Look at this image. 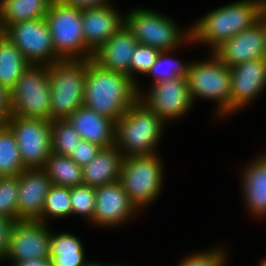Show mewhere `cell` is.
Listing matches in <instances>:
<instances>
[{"label":"cell","mask_w":266,"mask_h":266,"mask_svg":"<svg viewBox=\"0 0 266 266\" xmlns=\"http://www.w3.org/2000/svg\"><path fill=\"white\" fill-rule=\"evenodd\" d=\"M138 89L128 75L105 69L93 59L86 60V108L116 123L139 98Z\"/></svg>","instance_id":"obj_1"},{"label":"cell","mask_w":266,"mask_h":266,"mask_svg":"<svg viewBox=\"0 0 266 266\" xmlns=\"http://www.w3.org/2000/svg\"><path fill=\"white\" fill-rule=\"evenodd\" d=\"M266 0H243L211 11L191 27V40L211 45L212 51L264 15Z\"/></svg>","instance_id":"obj_2"},{"label":"cell","mask_w":266,"mask_h":266,"mask_svg":"<svg viewBox=\"0 0 266 266\" xmlns=\"http://www.w3.org/2000/svg\"><path fill=\"white\" fill-rule=\"evenodd\" d=\"M163 123L164 121L138 98L115 123V147L124 158L154 155L156 153L153 149L162 134Z\"/></svg>","instance_id":"obj_3"},{"label":"cell","mask_w":266,"mask_h":266,"mask_svg":"<svg viewBox=\"0 0 266 266\" xmlns=\"http://www.w3.org/2000/svg\"><path fill=\"white\" fill-rule=\"evenodd\" d=\"M51 121L68 119L83 106L86 60H60L49 66Z\"/></svg>","instance_id":"obj_4"},{"label":"cell","mask_w":266,"mask_h":266,"mask_svg":"<svg viewBox=\"0 0 266 266\" xmlns=\"http://www.w3.org/2000/svg\"><path fill=\"white\" fill-rule=\"evenodd\" d=\"M45 18L49 25L55 52L63 60L93 58L94 53L84 41L82 9L64 4L61 0H53Z\"/></svg>","instance_id":"obj_5"},{"label":"cell","mask_w":266,"mask_h":266,"mask_svg":"<svg viewBox=\"0 0 266 266\" xmlns=\"http://www.w3.org/2000/svg\"><path fill=\"white\" fill-rule=\"evenodd\" d=\"M48 72L47 65H30L26 69L10 91L11 115L51 121Z\"/></svg>","instance_id":"obj_6"},{"label":"cell","mask_w":266,"mask_h":266,"mask_svg":"<svg viewBox=\"0 0 266 266\" xmlns=\"http://www.w3.org/2000/svg\"><path fill=\"white\" fill-rule=\"evenodd\" d=\"M125 16V25L139 44L171 52L185 40H191V30L182 33L173 20L149 9H136Z\"/></svg>","instance_id":"obj_7"},{"label":"cell","mask_w":266,"mask_h":266,"mask_svg":"<svg viewBox=\"0 0 266 266\" xmlns=\"http://www.w3.org/2000/svg\"><path fill=\"white\" fill-rule=\"evenodd\" d=\"M162 168L156 154L123 159L120 179L130 200L139 208L151 203L162 184Z\"/></svg>","instance_id":"obj_8"},{"label":"cell","mask_w":266,"mask_h":266,"mask_svg":"<svg viewBox=\"0 0 266 266\" xmlns=\"http://www.w3.org/2000/svg\"><path fill=\"white\" fill-rule=\"evenodd\" d=\"M212 55L210 61L191 63L186 78L192 101L196 96L217 100L223 116L230 113L231 69Z\"/></svg>","instance_id":"obj_9"},{"label":"cell","mask_w":266,"mask_h":266,"mask_svg":"<svg viewBox=\"0 0 266 266\" xmlns=\"http://www.w3.org/2000/svg\"><path fill=\"white\" fill-rule=\"evenodd\" d=\"M5 124L15 136L25 169H43L51 154V121L11 115Z\"/></svg>","instance_id":"obj_10"},{"label":"cell","mask_w":266,"mask_h":266,"mask_svg":"<svg viewBox=\"0 0 266 266\" xmlns=\"http://www.w3.org/2000/svg\"><path fill=\"white\" fill-rule=\"evenodd\" d=\"M6 37L31 65H47L63 60L54 49L46 18L18 22L6 29ZM41 63V64H40Z\"/></svg>","instance_id":"obj_11"},{"label":"cell","mask_w":266,"mask_h":266,"mask_svg":"<svg viewBox=\"0 0 266 266\" xmlns=\"http://www.w3.org/2000/svg\"><path fill=\"white\" fill-rule=\"evenodd\" d=\"M39 220L15 221L10 232L6 257L15 263L50 258L51 232Z\"/></svg>","instance_id":"obj_12"},{"label":"cell","mask_w":266,"mask_h":266,"mask_svg":"<svg viewBox=\"0 0 266 266\" xmlns=\"http://www.w3.org/2000/svg\"><path fill=\"white\" fill-rule=\"evenodd\" d=\"M212 53L229 67L266 58V10L256 24L221 43Z\"/></svg>","instance_id":"obj_13"},{"label":"cell","mask_w":266,"mask_h":266,"mask_svg":"<svg viewBox=\"0 0 266 266\" xmlns=\"http://www.w3.org/2000/svg\"><path fill=\"white\" fill-rule=\"evenodd\" d=\"M141 95L140 93L139 99L164 122L182 116L193 103L186 77L158 81L154 83L152 90L145 98Z\"/></svg>","instance_id":"obj_14"},{"label":"cell","mask_w":266,"mask_h":266,"mask_svg":"<svg viewBox=\"0 0 266 266\" xmlns=\"http://www.w3.org/2000/svg\"><path fill=\"white\" fill-rule=\"evenodd\" d=\"M136 209L120 181L95 188L93 223L105 227L118 225L132 216Z\"/></svg>","instance_id":"obj_15"},{"label":"cell","mask_w":266,"mask_h":266,"mask_svg":"<svg viewBox=\"0 0 266 266\" xmlns=\"http://www.w3.org/2000/svg\"><path fill=\"white\" fill-rule=\"evenodd\" d=\"M230 113L241 110L257 96L266 85V58L249 60L230 67Z\"/></svg>","instance_id":"obj_16"},{"label":"cell","mask_w":266,"mask_h":266,"mask_svg":"<svg viewBox=\"0 0 266 266\" xmlns=\"http://www.w3.org/2000/svg\"><path fill=\"white\" fill-rule=\"evenodd\" d=\"M52 181L43 169H24L19 174L18 220L42 221V211Z\"/></svg>","instance_id":"obj_17"},{"label":"cell","mask_w":266,"mask_h":266,"mask_svg":"<svg viewBox=\"0 0 266 266\" xmlns=\"http://www.w3.org/2000/svg\"><path fill=\"white\" fill-rule=\"evenodd\" d=\"M125 17L119 16L111 6L82 9V28L86 46L94 53L123 25Z\"/></svg>","instance_id":"obj_18"},{"label":"cell","mask_w":266,"mask_h":266,"mask_svg":"<svg viewBox=\"0 0 266 266\" xmlns=\"http://www.w3.org/2000/svg\"><path fill=\"white\" fill-rule=\"evenodd\" d=\"M138 44L136 38L124 24L94 52L92 59L105 69L130 77V61Z\"/></svg>","instance_id":"obj_19"},{"label":"cell","mask_w":266,"mask_h":266,"mask_svg":"<svg viewBox=\"0 0 266 266\" xmlns=\"http://www.w3.org/2000/svg\"><path fill=\"white\" fill-rule=\"evenodd\" d=\"M82 140L102 148L115 145V122L85 106L78 108L68 119Z\"/></svg>","instance_id":"obj_20"},{"label":"cell","mask_w":266,"mask_h":266,"mask_svg":"<svg viewBox=\"0 0 266 266\" xmlns=\"http://www.w3.org/2000/svg\"><path fill=\"white\" fill-rule=\"evenodd\" d=\"M123 159L115 145L101 148L96 157L82 167L83 184L97 188L119 181Z\"/></svg>","instance_id":"obj_21"},{"label":"cell","mask_w":266,"mask_h":266,"mask_svg":"<svg viewBox=\"0 0 266 266\" xmlns=\"http://www.w3.org/2000/svg\"><path fill=\"white\" fill-rule=\"evenodd\" d=\"M243 179L247 206L256 215H266V155L247 167Z\"/></svg>","instance_id":"obj_22"},{"label":"cell","mask_w":266,"mask_h":266,"mask_svg":"<svg viewBox=\"0 0 266 266\" xmlns=\"http://www.w3.org/2000/svg\"><path fill=\"white\" fill-rule=\"evenodd\" d=\"M53 0H0V21L7 29L18 22L45 18Z\"/></svg>","instance_id":"obj_23"},{"label":"cell","mask_w":266,"mask_h":266,"mask_svg":"<svg viewBox=\"0 0 266 266\" xmlns=\"http://www.w3.org/2000/svg\"><path fill=\"white\" fill-rule=\"evenodd\" d=\"M83 245L73 234L50 235V258L54 266H90L84 261ZM85 262V263H84Z\"/></svg>","instance_id":"obj_24"},{"label":"cell","mask_w":266,"mask_h":266,"mask_svg":"<svg viewBox=\"0 0 266 266\" xmlns=\"http://www.w3.org/2000/svg\"><path fill=\"white\" fill-rule=\"evenodd\" d=\"M30 65L22 52L5 37L0 43V85L11 91Z\"/></svg>","instance_id":"obj_25"},{"label":"cell","mask_w":266,"mask_h":266,"mask_svg":"<svg viewBox=\"0 0 266 266\" xmlns=\"http://www.w3.org/2000/svg\"><path fill=\"white\" fill-rule=\"evenodd\" d=\"M43 170L53 185L76 187L83 184L82 167L69 156L51 152Z\"/></svg>","instance_id":"obj_26"},{"label":"cell","mask_w":266,"mask_h":266,"mask_svg":"<svg viewBox=\"0 0 266 266\" xmlns=\"http://www.w3.org/2000/svg\"><path fill=\"white\" fill-rule=\"evenodd\" d=\"M24 169L13 132L0 123V177L18 176Z\"/></svg>","instance_id":"obj_27"},{"label":"cell","mask_w":266,"mask_h":266,"mask_svg":"<svg viewBox=\"0 0 266 266\" xmlns=\"http://www.w3.org/2000/svg\"><path fill=\"white\" fill-rule=\"evenodd\" d=\"M80 140V134L67 119L51 121L52 153L69 156Z\"/></svg>","instance_id":"obj_28"},{"label":"cell","mask_w":266,"mask_h":266,"mask_svg":"<svg viewBox=\"0 0 266 266\" xmlns=\"http://www.w3.org/2000/svg\"><path fill=\"white\" fill-rule=\"evenodd\" d=\"M71 187L52 185L42 211V222L45 216L64 217L72 214Z\"/></svg>","instance_id":"obj_29"},{"label":"cell","mask_w":266,"mask_h":266,"mask_svg":"<svg viewBox=\"0 0 266 266\" xmlns=\"http://www.w3.org/2000/svg\"><path fill=\"white\" fill-rule=\"evenodd\" d=\"M19 175L0 177V216L18 220Z\"/></svg>","instance_id":"obj_30"},{"label":"cell","mask_w":266,"mask_h":266,"mask_svg":"<svg viewBox=\"0 0 266 266\" xmlns=\"http://www.w3.org/2000/svg\"><path fill=\"white\" fill-rule=\"evenodd\" d=\"M168 52H160L155 63L152 65L150 71L147 74H150L155 77L154 83L158 81H166L174 79L176 77H186L189 71L190 64H181L180 62L168 58L166 56ZM164 66H169L167 69H164ZM162 69V71H161Z\"/></svg>","instance_id":"obj_31"},{"label":"cell","mask_w":266,"mask_h":266,"mask_svg":"<svg viewBox=\"0 0 266 266\" xmlns=\"http://www.w3.org/2000/svg\"><path fill=\"white\" fill-rule=\"evenodd\" d=\"M72 214H79L93 220L95 209V188L82 184L71 187Z\"/></svg>","instance_id":"obj_32"},{"label":"cell","mask_w":266,"mask_h":266,"mask_svg":"<svg viewBox=\"0 0 266 266\" xmlns=\"http://www.w3.org/2000/svg\"><path fill=\"white\" fill-rule=\"evenodd\" d=\"M160 51L154 47L138 44L130 61V78L134 81V72L147 74L155 63Z\"/></svg>","instance_id":"obj_33"},{"label":"cell","mask_w":266,"mask_h":266,"mask_svg":"<svg viewBox=\"0 0 266 266\" xmlns=\"http://www.w3.org/2000/svg\"><path fill=\"white\" fill-rule=\"evenodd\" d=\"M220 249H212L206 253L192 255L186 258L179 266H223L225 264L224 253Z\"/></svg>","instance_id":"obj_34"},{"label":"cell","mask_w":266,"mask_h":266,"mask_svg":"<svg viewBox=\"0 0 266 266\" xmlns=\"http://www.w3.org/2000/svg\"><path fill=\"white\" fill-rule=\"evenodd\" d=\"M101 148L102 147L97 144L86 140H80V142L77 143V147L69 155V157L79 166L83 167L96 157Z\"/></svg>","instance_id":"obj_35"},{"label":"cell","mask_w":266,"mask_h":266,"mask_svg":"<svg viewBox=\"0 0 266 266\" xmlns=\"http://www.w3.org/2000/svg\"><path fill=\"white\" fill-rule=\"evenodd\" d=\"M14 220L0 216V260H4L8 253L10 232Z\"/></svg>","instance_id":"obj_36"},{"label":"cell","mask_w":266,"mask_h":266,"mask_svg":"<svg viewBox=\"0 0 266 266\" xmlns=\"http://www.w3.org/2000/svg\"><path fill=\"white\" fill-rule=\"evenodd\" d=\"M11 116V98L10 91L0 85V123Z\"/></svg>","instance_id":"obj_37"},{"label":"cell","mask_w":266,"mask_h":266,"mask_svg":"<svg viewBox=\"0 0 266 266\" xmlns=\"http://www.w3.org/2000/svg\"><path fill=\"white\" fill-rule=\"evenodd\" d=\"M64 4L76 7L78 9H86L93 7L108 6V0H61Z\"/></svg>","instance_id":"obj_38"},{"label":"cell","mask_w":266,"mask_h":266,"mask_svg":"<svg viewBox=\"0 0 266 266\" xmlns=\"http://www.w3.org/2000/svg\"><path fill=\"white\" fill-rule=\"evenodd\" d=\"M13 266H54L51 259H36L14 263Z\"/></svg>","instance_id":"obj_39"},{"label":"cell","mask_w":266,"mask_h":266,"mask_svg":"<svg viewBox=\"0 0 266 266\" xmlns=\"http://www.w3.org/2000/svg\"><path fill=\"white\" fill-rule=\"evenodd\" d=\"M6 37V28L0 21V43L3 41V39Z\"/></svg>","instance_id":"obj_40"},{"label":"cell","mask_w":266,"mask_h":266,"mask_svg":"<svg viewBox=\"0 0 266 266\" xmlns=\"http://www.w3.org/2000/svg\"><path fill=\"white\" fill-rule=\"evenodd\" d=\"M260 266H266V258L263 259V262L260 263Z\"/></svg>","instance_id":"obj_41"},{"label":"cell","mask_w":266,"mask_h":266,"mask_svg":"<svg viewBox=\"0 0 266 266\" xmlns=\"http://www.w3.org/2000/svg\"><path fill=\"white\" fill-rule=\"evenodd\" d=\"M90 266H102V265L99 264V263L97 264V263H93V262H92V264H91Z\"/></svg>","instance_id":"obj_42"}]
</instances>
